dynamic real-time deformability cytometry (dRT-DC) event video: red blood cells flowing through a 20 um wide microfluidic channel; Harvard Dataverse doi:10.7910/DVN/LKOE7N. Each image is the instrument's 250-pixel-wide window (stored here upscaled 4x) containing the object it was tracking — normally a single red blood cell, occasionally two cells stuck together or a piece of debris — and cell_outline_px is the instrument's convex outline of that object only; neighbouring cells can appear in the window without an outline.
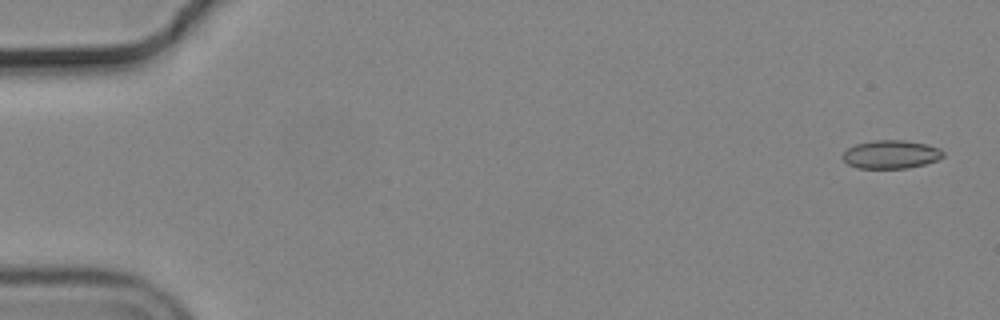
{"species": "common noctule bat (a hibernating species)", "species_latin": "Nyctalus noctula", "temperature_condition": "cold", "stored_images_in_passage": 56, "camera_frame_rate_fps": 3000, "um_per_image_px": 0.085, "animal": {"sex": "male", "body_mass_g": 19.2, "forearm_length_mm": 51.8}, "frame": {"image": 1, "passage_image": 2, "time_ms": 0.333, "image_size_px": [1000, 320], "cell_outline_px": [[944, 156], [936, 160], [924, 164], [908, 168], [856, 168], [848, 164], [844, 160], [844, 152], [848, 148], [856, 144], [872, 140], [904, 140], [928, 144], [940, 148], [944, 152]], "centroid_in_image_um": [75.75, 13.11], "position_along_channel_um": 9.2, "area_um2": 16.59}}
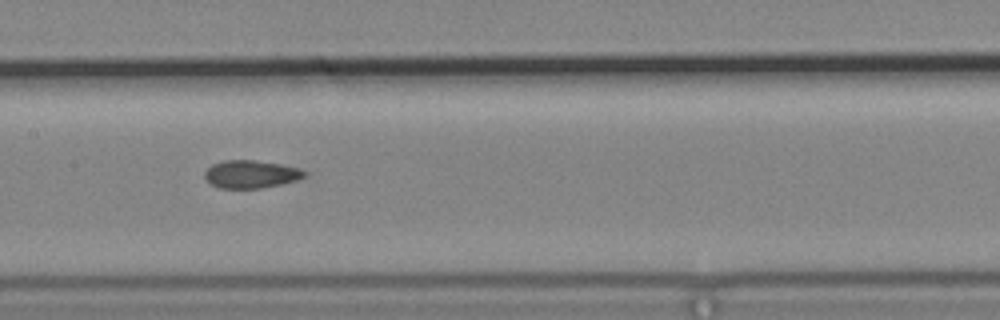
{"frame": {"image": 2, "passage_image": 28, "time_ms": 9.0, "image_size_px": [1000, 320], "cell_outline_px": [[304, 176], [296, 180], [264, 188], [220, 188], [212, 184], [204, 176], [204, 172], [212, 164], [224, 160], [256, 160], [280, 164], [296, 168], [304, 172]], "centroid_in_image_um": [21.28, 14.8], "position_along_channel_um": 186.1, "area_um2": 15.9}}
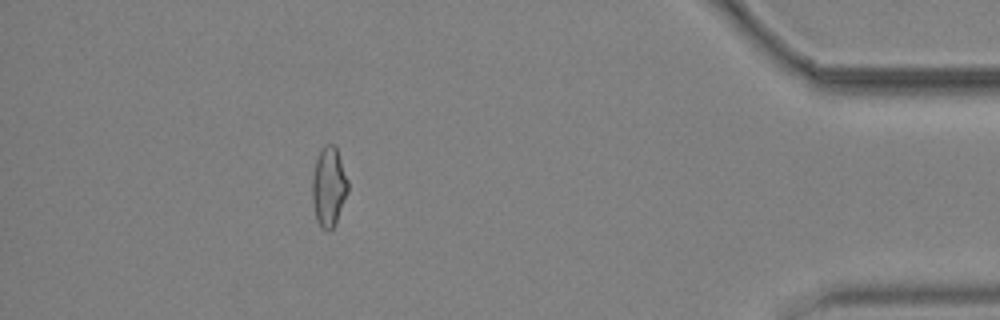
{"frame": {"image": 3, "passage_image": 50, "time_ms": 16.333, "image_size_px": [1000, 320], "cell_outline_px": [[348, 192], [336, 224], [328, 232], [320, 228], [316, 220], [312, 204], [312, 176], [316, 160], [320, 148], [324, 144], [332, 144], [336, 148], [348, 180]], "centroid_in_image_um": [27.93, 15.92], "position_along_channel_um": 407.3, "area_um2": 16.82}, "authors_computed_cell_mechanics": {"area_um2": 16.5597, "velocity_mm_per_s": 3.6976, "shape_relaxation_time_tau1_ms": null, "shape_relaxation_time_tau2_ms": 2.4075, "deformation_change_tau1": null, "deformation_change_tau2": 0.0624}}